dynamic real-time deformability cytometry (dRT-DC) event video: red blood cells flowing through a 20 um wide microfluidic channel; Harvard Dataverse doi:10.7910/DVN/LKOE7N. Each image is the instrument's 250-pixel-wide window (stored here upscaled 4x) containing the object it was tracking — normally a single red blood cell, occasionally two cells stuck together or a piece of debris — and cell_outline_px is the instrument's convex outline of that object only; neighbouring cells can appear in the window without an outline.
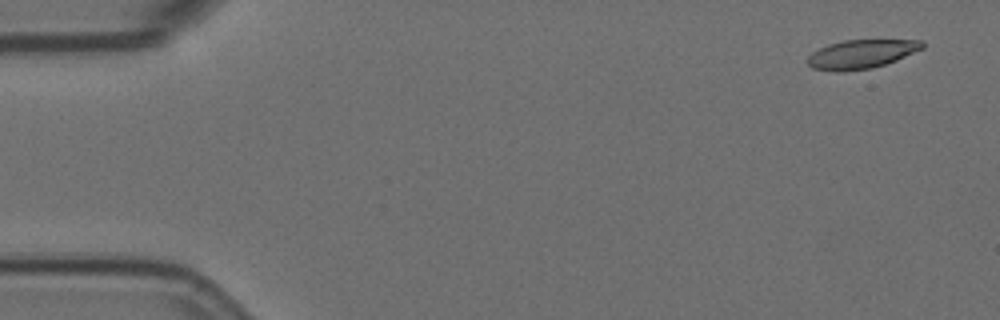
{"species": "Egyptian fruit bat (a non-hibernating species)", "species_latin": "Rousettus aegyptiacus", "temperature_condition": "room temperature", "stored_images_in_passage": 6, "camera_frame_rate_fps": 3000, "um_per_image_px": 0.085, "animal": {"sex": "female"}, "frame": {"image": 1, "passage_image": 1, "time_ms": 0.0, "image_size_px": [1000, 320], "cell_outline_px": [[924, 48], [896, 60], [872, 68], [844, 72], [836, 72], [812, 68], [808, 64], [808, 56], [812, 52], [828, 44], [844, 40], [924, 40]], "centroid_in_image_um": [73.2, 4.6], "position_along_channel_um": 11.8, "area_um2": 19.31}}
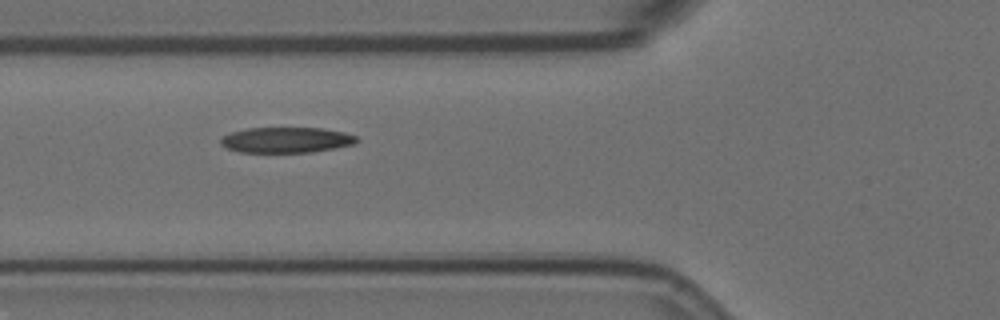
{"frame": {"image": 2, "passage_image": 5, "time_ms": 1.333, "image_size_px": [1000, 320], "cell_outline_px": [[360, 140], [356, 144], [336, 148], [312, 152], [240, 152], [228, 148], [220, 144], [220, 136], [232, 132], [248, 128], [320, 128], [344, 132], [356, 136]], "centroid_in_image_um": [24.35, 11.9], "position_along_channel_um": 101.4, "area_um2": 20.35}}
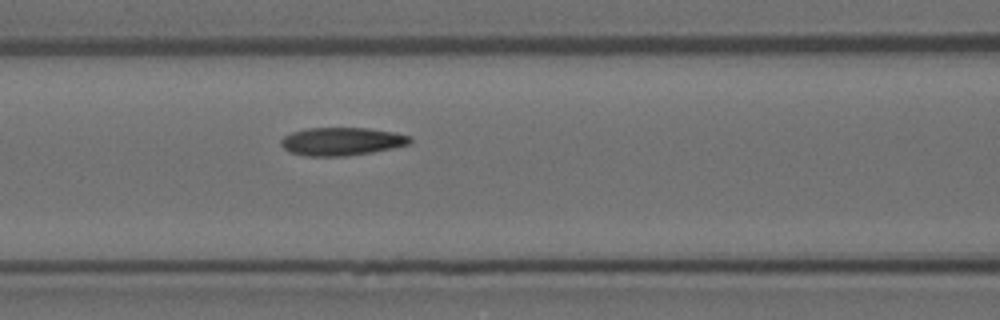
{"frame": {"image": 3, "passage_image": 6, "time_ms": 1.667, "image_size_px": [1000, 320], "cell_outline_px": [[412, 140], [408, 144], [372, 152], [344, 156], [308, 156], [288, 152], [280, 144], [280, 140], [284, 136], [292, 132], [304, 128], [368, 128], [396, 132], [408, 136]], "centroid_in_image_um": [28.99, 12.01], "position_along_channel_um": 137.6, "area_um2": 21.04}}